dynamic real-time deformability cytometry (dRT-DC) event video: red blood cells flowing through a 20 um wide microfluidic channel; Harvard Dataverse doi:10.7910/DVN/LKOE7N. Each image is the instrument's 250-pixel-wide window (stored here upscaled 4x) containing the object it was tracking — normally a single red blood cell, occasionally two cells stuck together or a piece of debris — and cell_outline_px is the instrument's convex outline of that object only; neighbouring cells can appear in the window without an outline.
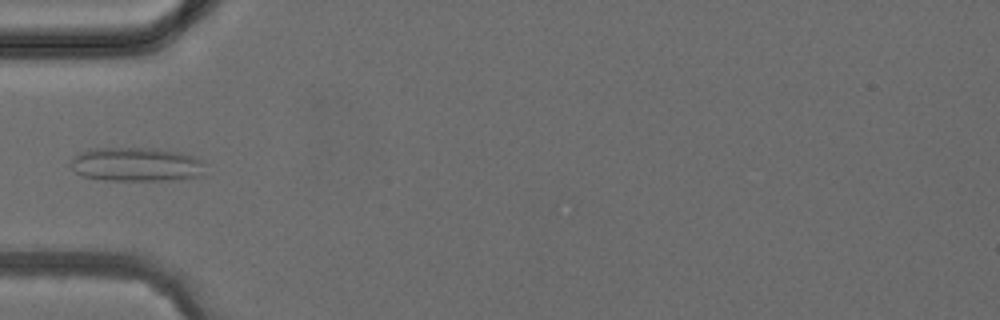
{"species": "common noctule bat (a hibernating species)", "species_latin": "Nyctalus noctula", "temperature_condition": "cold", "stored_images_in_passage": 4, "camera_frame_rate_fps": 3000, "um_per_image_px": 0.085, "animal": {"sex": "female", "body_mass_g": 24.6, "forearm_length_mm": 56.2}, "frame": {"image": 1, "passage_image": 4, "time_ms": 3.667, "image_size_px": [1000, 320], "cell_outline_px": [[204, 164], [200, 176], [172, 180], [104, 180], [80, 176], [68, 164], [80, 152], [92, 148], [156, 148], [180, 152], [196, 156]], "centroid_in_image_um": [11.56, 13.97], "position_along_channel_um": 73.4, "area_um2": 26.76}}